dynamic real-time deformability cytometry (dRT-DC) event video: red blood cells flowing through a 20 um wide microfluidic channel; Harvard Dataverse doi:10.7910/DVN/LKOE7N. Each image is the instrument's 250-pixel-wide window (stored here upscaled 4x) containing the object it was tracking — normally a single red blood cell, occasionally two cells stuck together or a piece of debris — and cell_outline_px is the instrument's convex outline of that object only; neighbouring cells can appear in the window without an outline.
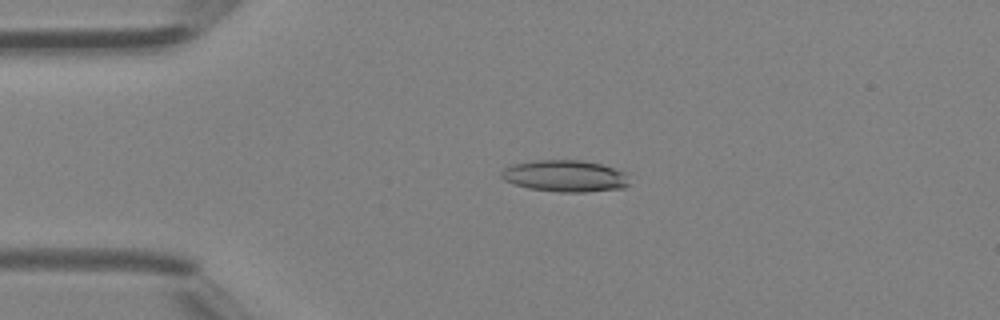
{"species": "Egyptian fruit bat (a non-hibernating species)", "species_latin": "Rousettus aegyptiacus", "temperature_condition": "room temperature", "stored_images_in_passage": 39, "camera_frame_rate_fps": 3000, "um_per_image_px": 0.085, "animal": {"sex": "female"}, "frame": {"image": 1, "passage_image": 3, "time_ms": 0.667, "image_size_px": [1000, 320], "cell_outline_px": [[628, 184], [624, 188], [584, 192], [560, 192], [528, 188], [504, 180], [500, 176], [500, 172], [504, 168], [512, 164], [536, 160], [584, 160], [604, 164], [628, 172]], "centroid_in_image_um": [48.07, 14.95], "position_along_channel_um": 36.9, "area_um2": 23.93}}
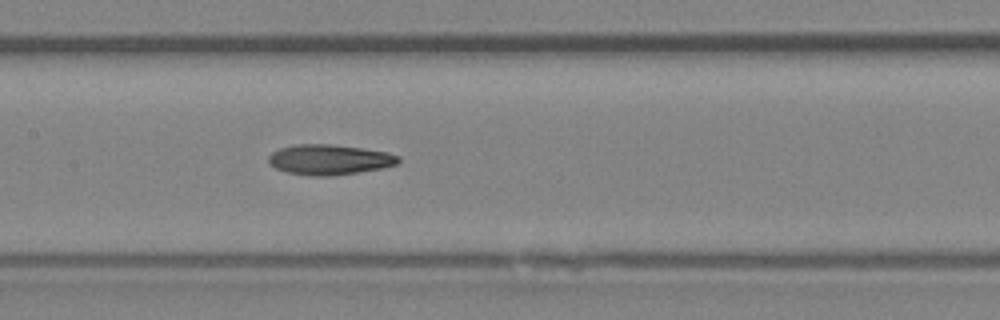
{"frame": {"image": 2, "passage_image": 15, "time_ms": 4.667, "image_size_px": [1000, 320], "cell_outline_px": [[400, 160], [396, 164], [384, 168], [328, 176], [312, 176], [288, 172], [276, 168], [268, 160], [268, 156], [272, 152], [280, 148], [296, 144], [328, 144], [360, 148], [388, 152], [400, 156]], "centroid_in_image_um": [28.01, 13.56], "position_along_channel_um": 179.4, "area_um2": 22.66}}
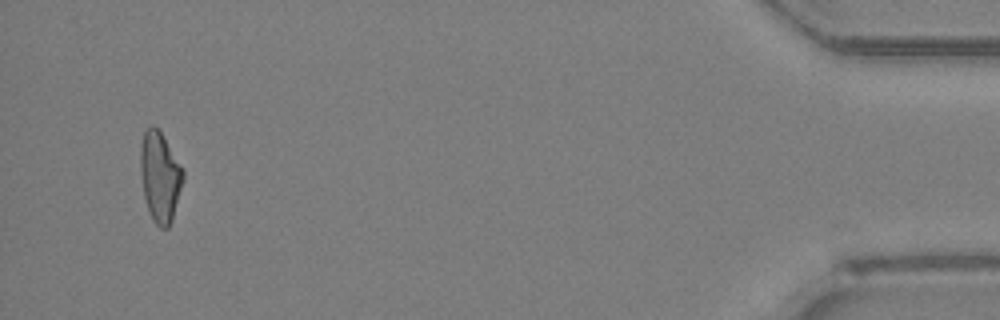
{"frame": {"image": 3, "passage_image": 37, "time_ms": 12.0, "image_size_px": [1000, 320], "cell_outline_px": [[184, 180], [172, 220], [168, 228], [160, 228], [152, 220], [144, 196], [140, 172], [140, 144], [144, 132], [152, 124], [160, 132], [184, 168]], "centroid_in_image_um": [13.61, 15.03], "position_along_channel_um": 421.6, "area_um2": 22.48}, "authors_computed_cell_mechanics": {"area_um2": 22.6576, "velocity_mm_per_s": 4.4306, "shape_relaxation_time_tau1_ms": null, "shape_relaxation_time_tau2_ms": 4.918, "deformation_change_tau1": null, "deformation_change_tau2": 0.1496}}